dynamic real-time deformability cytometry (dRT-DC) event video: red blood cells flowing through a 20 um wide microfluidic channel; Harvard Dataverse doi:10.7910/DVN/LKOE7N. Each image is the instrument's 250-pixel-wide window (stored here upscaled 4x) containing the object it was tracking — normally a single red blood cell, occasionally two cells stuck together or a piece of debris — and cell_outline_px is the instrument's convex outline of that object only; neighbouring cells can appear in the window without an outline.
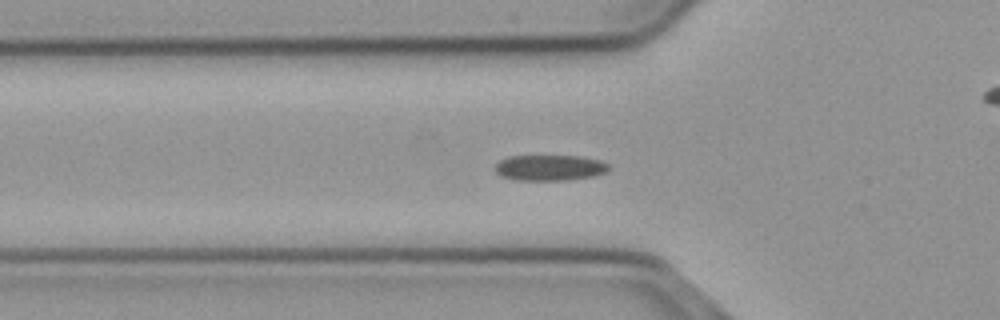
{"species": "common noctule bat (a hibernating species)", "species_latin": "Nyctalus noctula", "temperature_condition": "cold", "stored_images_in_passage": 56, "camera_frame_rate_fps": 3000, "um_per_image_px": 0.085, "animal": {"sex": "male", "body_mass_g": 23.1, "forearm_length_mm": 52.7}, "frame": {"image": 1, "passage_image": 18, "time_ms": 5.667, "image_size_px": [1000, 320], "cell_outline_px": [[608, 168], [604, 172], [592, 176], [568, 180], [516, 180], [500, 176], [492, 168], [500, 160], [508, 156], [580, 156], [600, 160], [608, 164]], "centroid_in_image_um": [46.66, 14.25], "position_along_channel_um": 79.1, "area_um2": 17.05}}
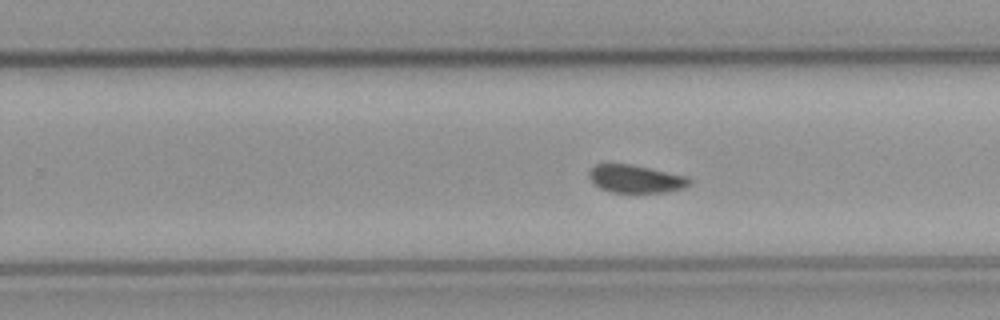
{"frame": {"image": 2, "passage_image": 34, "time_ms": 11.0, "image_size_px": [1000, 320], "cell_outline_px": [[692, 184], [684, 188], [668, 192], [612, 192], [600, 188], [588, 176], [588, 168], [596, 164], [632, 164], [688, 176], [692, 180]], "centroid_in_image_um": [54.07, 15.19], "position_along_channel_um": 275.7, "area_um2": 16.47}}
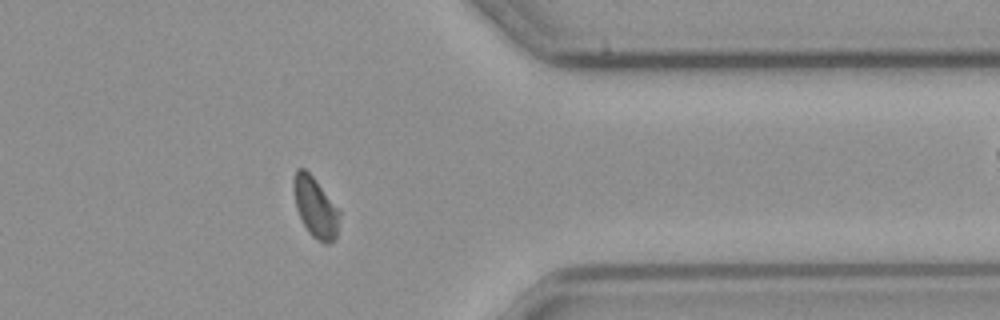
{"frame": {"image": 3, "passage_image": 44, "time_ms": 14.333, "image_size_px": [1000, 320], "cell_outline_px": [[340, 212], [336, 240], [328, 244], [324, 244], [312, 236], [308, 232], [300, 220], [296, 208], [292, 188], [292, 180], [296, 168], [304, 168], [316, 180]], "centroid_in_image_um": [26.77, 17.63], "position_along_channel_um": 384.6, "area_um2": 16.3}, "authors_computed_cell_mechanics": {"area_um2": 16.9065, "velocity_mm_per_s": 3.673, "shape_relaxation_time_tau1_ms": 6.0649, "shape_relaxation_time_tau2_ms": 1.8035, "deformation_change_tau1": 0.1176, "deformation_change_tau2": 0.0644}}